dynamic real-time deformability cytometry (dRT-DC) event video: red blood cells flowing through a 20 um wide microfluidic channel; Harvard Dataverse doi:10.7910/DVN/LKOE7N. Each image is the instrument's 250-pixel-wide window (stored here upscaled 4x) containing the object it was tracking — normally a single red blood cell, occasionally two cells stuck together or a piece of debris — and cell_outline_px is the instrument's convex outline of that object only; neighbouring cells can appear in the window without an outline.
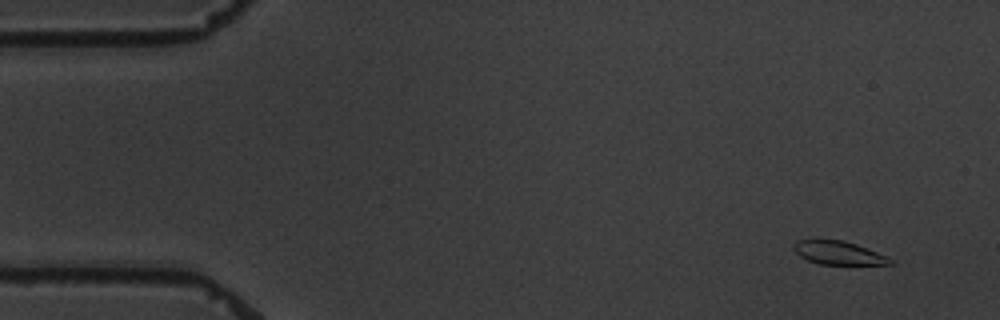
{"species": "common noctule bat (a hibernating species)", "species_latin": "Nyctalus noctula", "temperature_condition": "warm", "stored_images_in_passage": 5, "camera_frame_rate_fps": 3000, "um_per_image_px": 0.085, "animal": {"sex": "male", "body_mass_g": 19.5, "forearm_length_mm": 54.6}, "frame": {"image": 1, "passage_image": 2, "time_ms": 1.333, "image_size_px": [1000, 320], "cell_outline_px": [[896, 264], [820, 264], [808, 260], [800, 256], [792, 248], [792, 244], [796, 240], [844, 240], [856, 244], [888, 256], [896, 260]], "centroid_in_image_um": [71.31, 21.49], "position_along_channel_um": 13.7, "area_um2": 13.24}}